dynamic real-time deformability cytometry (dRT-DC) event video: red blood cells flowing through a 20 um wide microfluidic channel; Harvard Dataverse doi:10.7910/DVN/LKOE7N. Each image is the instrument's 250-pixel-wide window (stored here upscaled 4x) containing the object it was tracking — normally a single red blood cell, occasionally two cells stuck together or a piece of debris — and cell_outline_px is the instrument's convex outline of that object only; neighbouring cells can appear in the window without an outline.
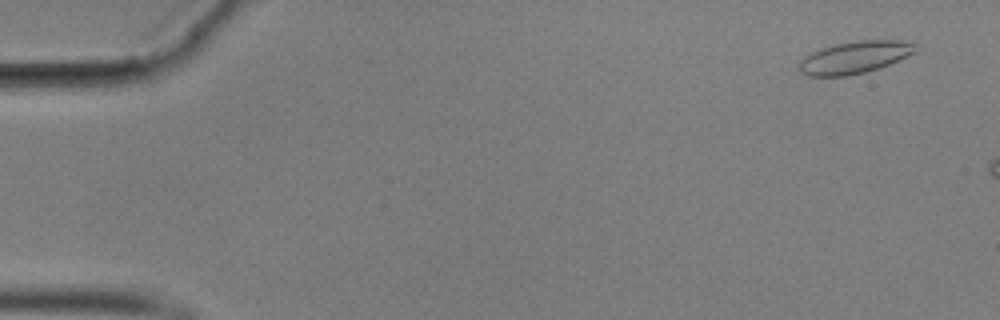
{"species": "common noctule bat (a hibernating species)", "species_latin": "Nyctalus noctula", "temperature_condition": "cold", "stored_images_in_passage": 8, "camera_frame_rate_fps": 3000, "um_per_image_px": 0.085, "animal": {"sex": "male", "body_mass_g": 17.9}, "frame": {"image": 1, "passage_image": 3, "time_ms": 0.667, "image_size_px": [1000, 320], "cell_outline_px": [[916, 52], [908, 56], [888, 64], [864, 72], [848, 76], [808, 76], [800, 72], [800, 60], [804, 56], [820, 48], [836, 44], [856, 40], [900, 40], [912, 44]], "centroid_in_image_um": [72.59, 4.87], "position_along_channel_um": 12.4, "area_um2": 21.56}}